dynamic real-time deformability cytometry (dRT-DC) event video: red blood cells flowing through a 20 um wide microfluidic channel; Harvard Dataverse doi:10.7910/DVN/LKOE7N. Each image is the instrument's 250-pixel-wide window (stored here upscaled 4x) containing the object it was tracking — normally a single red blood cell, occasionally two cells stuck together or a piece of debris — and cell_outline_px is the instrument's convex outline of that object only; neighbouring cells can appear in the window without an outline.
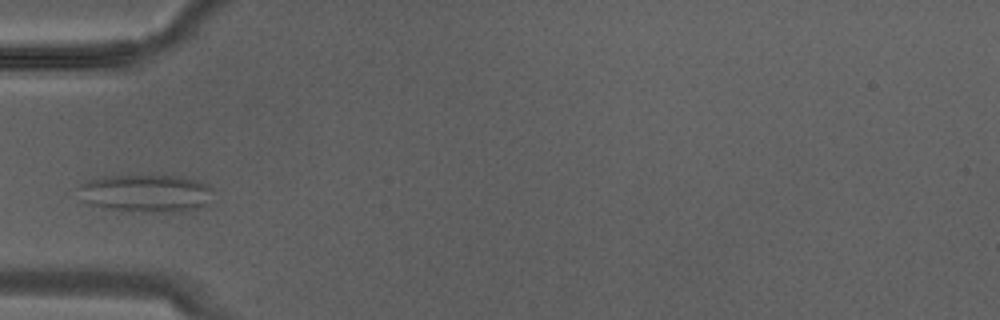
{"species": "Egyptian fruit bat (a non-hibernating species)", "species_latin": "Rousettus aegyptiacus", "temperature_condition": "warm", "stored_images_in_passage": 11, "camera_frame_rate_fps": 3000, "um_per_image_px": 0.085, "animal": {"sex": "male"}, "frame": {"image": 1, "passage_image": 1, "time_ms": 0.0, "image_size_px": [1000, 320], "cell_outline_px": [[216, 204], [208, 208], [180, 212], [148, 212], [108, 208], [92, 204], [84, 200], [76, 188], [80, 184], [104, 176], [184, 176], [200, 180], [208, 184], [212, 188]], "centroid_in_image_um": [12.62, 16.44], "position_along_channel_um": 72.4, "area_um2": 30.35}}
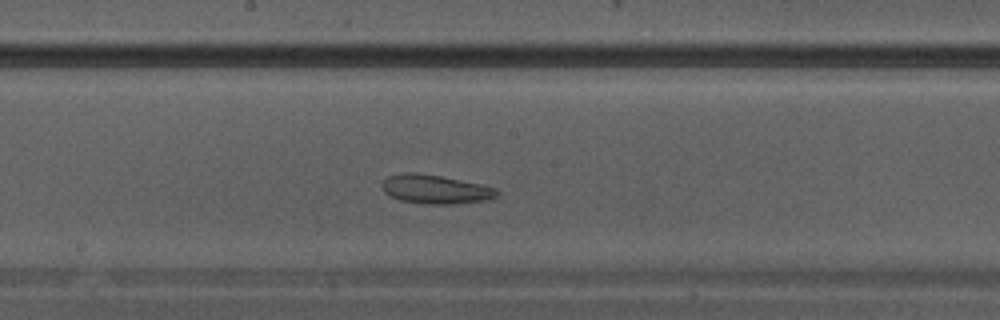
{"frame": {"image": 2, "passage_image": 7, "time_ms": 2.0, "image_size_px": [1000, 320], "cell_outline_px": [[500, 192], [496, 196], [484, 200], [452, 204], [424, 204], [400, 200], [388, 196], [384, 192], [380, 184], [388, 176], [408, 172], [440, 176], [480, 184], [496, 188]], "centroid_in_image_um": [36.96, 16.1], "position_along_channel_um": 211.2, "area_um2": 19.19}}
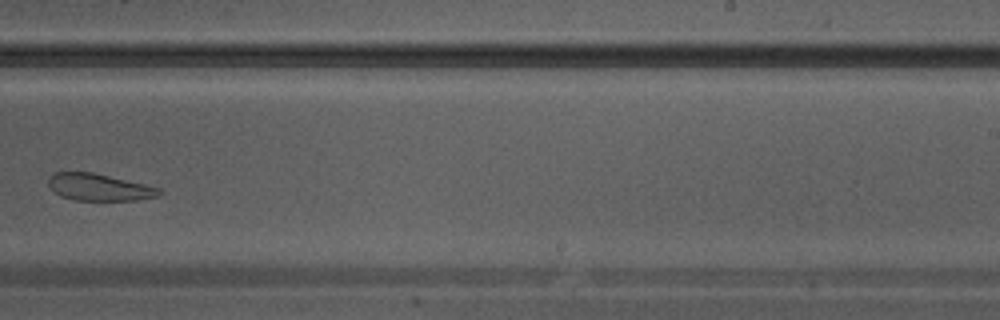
{"frame": {"image": 3, "passage_image": 10, "time_ms": 3.0, "image_size_px": [1000, 320], "cell_outline_px": [[164, 192], [156, 196], [136, 200], [76, 200], [60, 196], [48, 184], [48, 176], [52, 172], [92, 172], [144, 184], [160, 188]], "centroid_in_image_um": [8.4, 15.91], "position_along_channel_um": 280.6, "area_um2": 17.28}}